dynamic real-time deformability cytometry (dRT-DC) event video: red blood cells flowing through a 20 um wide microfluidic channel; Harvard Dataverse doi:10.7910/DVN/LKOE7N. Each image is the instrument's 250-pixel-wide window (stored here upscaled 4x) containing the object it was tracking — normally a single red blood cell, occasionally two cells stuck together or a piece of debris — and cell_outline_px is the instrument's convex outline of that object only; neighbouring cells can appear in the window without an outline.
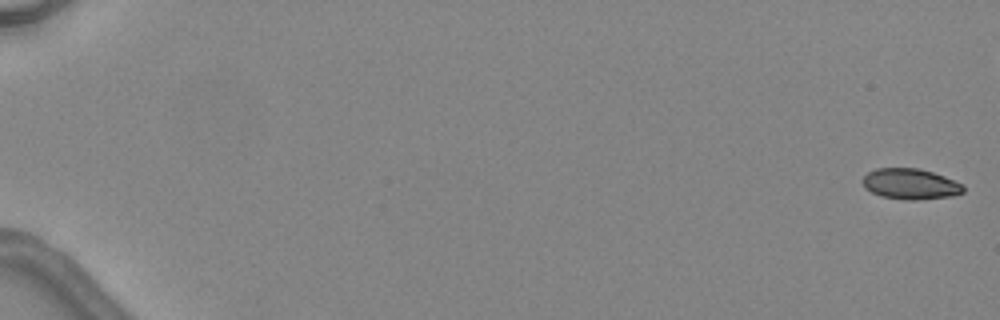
{"species": "common noctule bat (a hibernating species)", "species_latin": "Nyctalus noctula", "temperature_condition": "warm", "stored_images_in_passage": 2, "camera_frame_rate_fps": 3000, "um_per_image_px": 0.085, "animal": {"sex": "female", "body_mass_g": 24.6, "forearm_length_mm": 56.2}, "frame": {"image": 1, "passage_image": 1, "time_ms": 0.0, "image_size_px": [1000, 320], "cell_outline_px": [[964, 192], [952, 196], [916, 200], [904, 200], [880, 196], [864, 188], [860, 180], [868, 172], [876, 168], [920, 168], [944, 176], [964, 184]], "centroid_in_image_um": [77.37, 15.64], "position_along_channel_um": 7.6, "area_um2": 18.26}}